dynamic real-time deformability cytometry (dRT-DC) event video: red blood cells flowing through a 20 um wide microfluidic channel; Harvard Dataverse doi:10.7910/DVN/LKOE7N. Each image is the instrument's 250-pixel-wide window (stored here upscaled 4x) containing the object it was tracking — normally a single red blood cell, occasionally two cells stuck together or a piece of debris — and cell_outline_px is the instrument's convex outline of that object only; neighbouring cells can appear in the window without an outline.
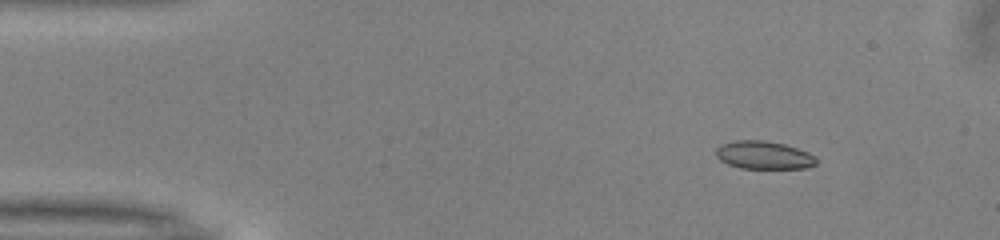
{"species": "common noctule bat (a hibernating species)", "species_latin": "Nyctalus noctula", "temperature_condition": "warm", "stored_images_in_passage": 15, "camera_frame_rate_fps": 3000, "um_per_image_px": 0.085, "animal": {"sex": "male", "body_mass_g": 13.0, "forearm_length_mm": 53.1}, "frame": {"image": 1, "passage_image": 7, "time_ms": 2.0, "image_size_px": [1000, 240], "cell_outline_px": [[816, 164], [804, 168], [740, 168], [728, 164], [720, 160], [716, 156], [716, 148], [720, 144], [736, 140], [764, 140], [784, 144], [808, 152], [816, 156]], "centroid_in_image_um": [64.9, 13.18], "position_along_channel_um": 20.1, "area_um2": 16.36}}